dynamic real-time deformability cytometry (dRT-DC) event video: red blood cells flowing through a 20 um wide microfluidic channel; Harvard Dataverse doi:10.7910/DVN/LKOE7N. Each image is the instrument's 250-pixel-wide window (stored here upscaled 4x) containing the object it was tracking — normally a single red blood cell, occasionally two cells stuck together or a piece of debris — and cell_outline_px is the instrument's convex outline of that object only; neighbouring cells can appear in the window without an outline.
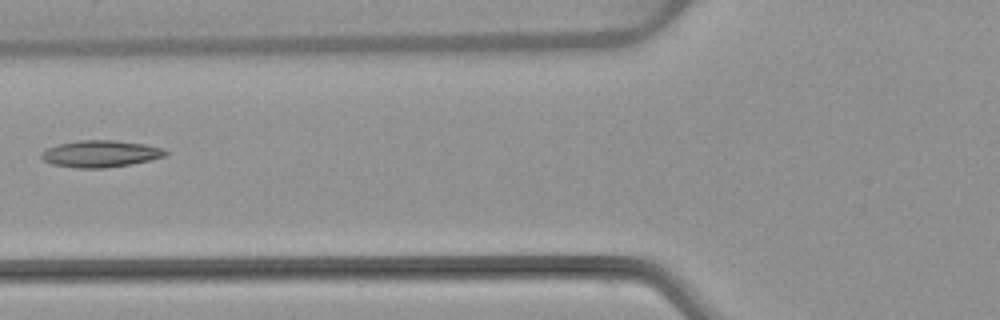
{"species": "common noctule bat (a hibernating species)", "species_latin": "Nyctalus noctula", "temperature_condition": "warm", "stored_images_in_passage": 5, "camera_frame_rate_fps": 3000, "um_per_image_px": 0.085, "animal": {"sex": "female", "body_mass_g": 22.7, "forearm_length_mm": 54.2}, "frame": {"image": 1, "passage_image": 5, "time_ms": 5.0, "image_size_px": [1000, 320], "cell_outline_px": [[168, 156], [132, 164], [104, 168], [76, 168], [52, 164], [44, 160], [40, 156], [40, 152], [48, 148], [60, 144], [80, 140], [112, 140], [144, 144], [164, 148], [168, 152]], "centroid_in_image_um": [8.57, 13.07], "position_along_channel_um": 117.2, "area_um2": 19.42}}